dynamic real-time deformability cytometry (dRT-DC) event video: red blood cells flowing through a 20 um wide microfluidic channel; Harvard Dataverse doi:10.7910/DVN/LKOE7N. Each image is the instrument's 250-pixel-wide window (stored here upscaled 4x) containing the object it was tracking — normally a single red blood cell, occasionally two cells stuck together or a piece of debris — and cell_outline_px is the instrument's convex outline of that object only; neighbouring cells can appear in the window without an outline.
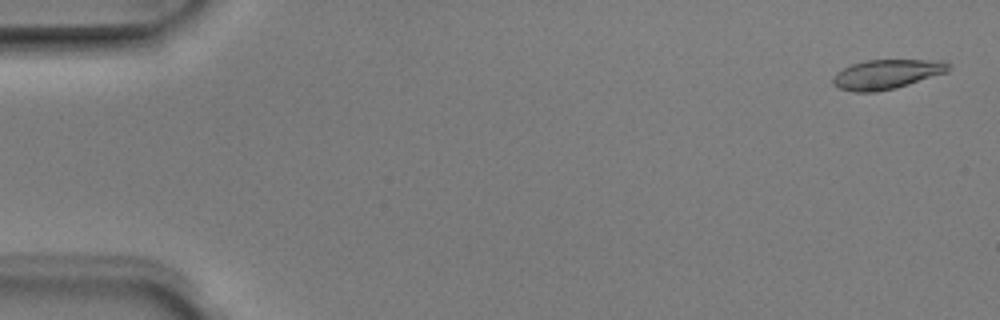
{"species": "Egyptian fruit bat (a non-hibernating species)", "species_latin": "Rousettus aegyptiacus", "temperature_condition": "room temperature", "stored_images_in_passage": 5, "camera_frame_rate_fps": 3000, "um_per_image_px": 0.085, "animal": {"sex": "male"}, "frame": {"image": 1, "passage_image": 1, "time_ms": 0.0, "image_size_px": [1000, 320], "cell_outline_px": [[952, 68], [948, 72], [896, 88], [876, 92], [852, 92], [840, 88], [832, 84], [832, 76], [836, 72], [852, 64], [864, 60], [944, 60]], "centroid_in_image_um": [75.36, 6.31], "position_along_channel_um": 9.6, "area_um2": 20.06}}